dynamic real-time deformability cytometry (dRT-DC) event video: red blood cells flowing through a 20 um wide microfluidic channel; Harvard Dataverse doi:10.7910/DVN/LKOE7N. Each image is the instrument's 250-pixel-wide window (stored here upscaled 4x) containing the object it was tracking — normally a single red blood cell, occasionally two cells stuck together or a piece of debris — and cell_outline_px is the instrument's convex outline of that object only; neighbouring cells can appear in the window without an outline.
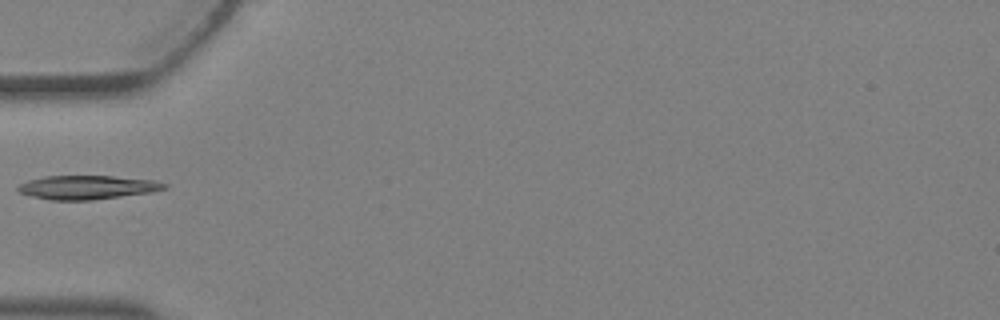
{"species": "Egyptian fruit bat (a non-hibernating species)", "species_latin": "Rousettus aegyptiacus", "temperature_condition": "warm", "stored_images_in_passage": 2, "camera_frame_rate_fps": 3000, "um_per_image_px": 0.085, "animal": {"sex": "female"}, "frame": {"image": 1, "passage_image": 2, "time_ms": 0.333, "image_size_px": [1000, 320], "cell_outline_px": [[168, 188], [152, 192], [92, 200], [48, 200], [32, 196], [20, 192], [16, 188], [20, 184], [28, 180], [44, 176], [112, 176], [152, 180], [168, 184]], "centroid_in_image_um": [7.42, 15.92], "position_along_channel_um": 77.6, "area_um2": 20.29}}